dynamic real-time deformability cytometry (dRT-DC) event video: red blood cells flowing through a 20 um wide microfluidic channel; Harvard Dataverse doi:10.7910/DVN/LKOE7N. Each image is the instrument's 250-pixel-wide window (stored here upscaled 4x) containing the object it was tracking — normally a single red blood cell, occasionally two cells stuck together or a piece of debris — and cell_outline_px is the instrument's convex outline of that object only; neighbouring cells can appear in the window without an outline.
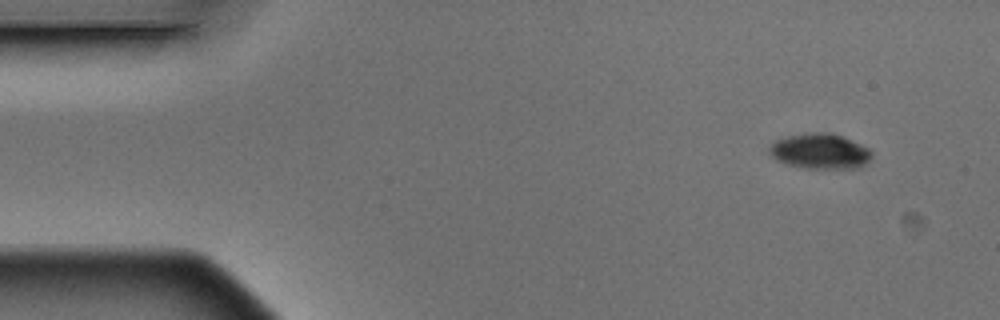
{"species": "Egyptian fruit bat (a non-hibernating species)", "species_latin": "Rousettus aegyptiacus", "temperature_condition": "warm", "stored_images_in_passage": 4, "camera_frame_rate_fps": 3000, "um_per_image_px": 0.085, "animal": {"sex": "male"}, "frame": {"image": 1, "passage_image": 1, "time_ms": 0.0, "image_size_px": [1000, 320], "cell_outline_px": [[872, 156], [864, 164], [856, 168], [804, 168], [784, 164], [776, 160], [768, 152], [768, 148], [776, 140], [788, 136], [808, 132], [832, 132], [860, 144], [868, 148], [872, 152]], "centroid_in_image_um": [69.66, 12.85], "position_along_channel_um": 15.3, "area_um2": 21.1}}
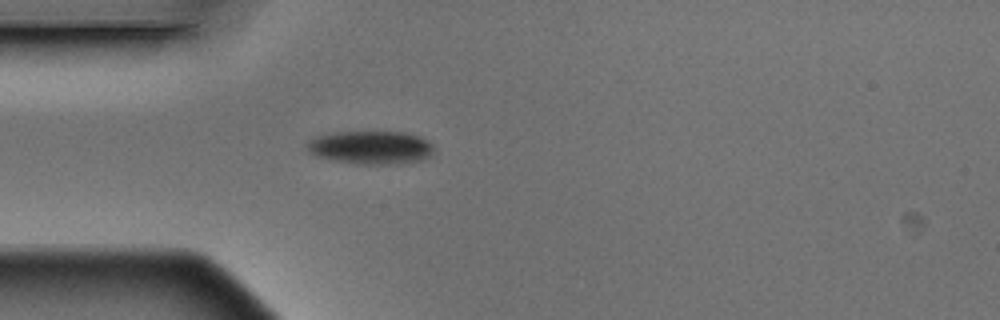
{"frame": {"image": 2, "passage_image": 4, "time_ms": 1.0, "image_size_px": [1000, 320], "cell_outline_px": [[432, 152], [424, 160], [388, 164], [356, 164], [316, 156], [308, 152], [304, 144], [308, 140], [316, 136], [336, 132], [404, 132], [420, 136], [428, 140], [432, 144]], "centroid_in_image_um": [31.48, 12.53], "position_along_channel_um": 53.5, "area_um2": 24.62}}